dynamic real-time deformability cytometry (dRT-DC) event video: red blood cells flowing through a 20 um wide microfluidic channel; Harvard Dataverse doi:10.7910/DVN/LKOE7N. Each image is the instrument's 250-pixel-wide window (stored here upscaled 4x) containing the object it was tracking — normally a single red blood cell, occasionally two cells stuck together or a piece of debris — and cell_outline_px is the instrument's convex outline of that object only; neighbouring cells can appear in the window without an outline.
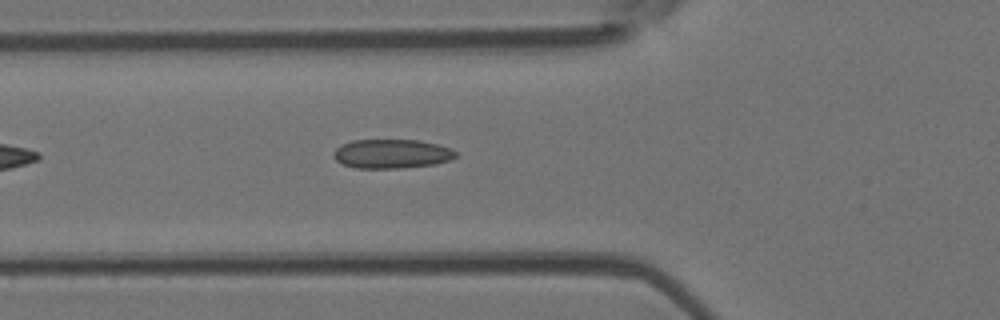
{"species": "Egyptian fruit bat (a non-hibernating species)", "species_latin": "Rousettus aegyptiacus", "temperature_condition": "room temperature", "stored_images_in_passage": 5, "camera_frame_rate_fps": 3000, "um_per_image_px": 0.085, "animal": {"sex": "female"}, "frame": {"image": 1, "passage_image": 5, "time_ms": 4.667, "image_size_px": [1000, 320], "cell_outline_px": [[456, 156], [448, 160], [436, 164], [400, 168], [356, 168], [344, 164], [336, 160], [332, 156], [332, 152], [340, 144], [352, 140], [416, 140], [436, 144], [452, 148], [456, 152]], "centroid_in_image_um": [33.25, 13.07], "position_along_channel_um": 92.5, "area_um2": 20.75}}